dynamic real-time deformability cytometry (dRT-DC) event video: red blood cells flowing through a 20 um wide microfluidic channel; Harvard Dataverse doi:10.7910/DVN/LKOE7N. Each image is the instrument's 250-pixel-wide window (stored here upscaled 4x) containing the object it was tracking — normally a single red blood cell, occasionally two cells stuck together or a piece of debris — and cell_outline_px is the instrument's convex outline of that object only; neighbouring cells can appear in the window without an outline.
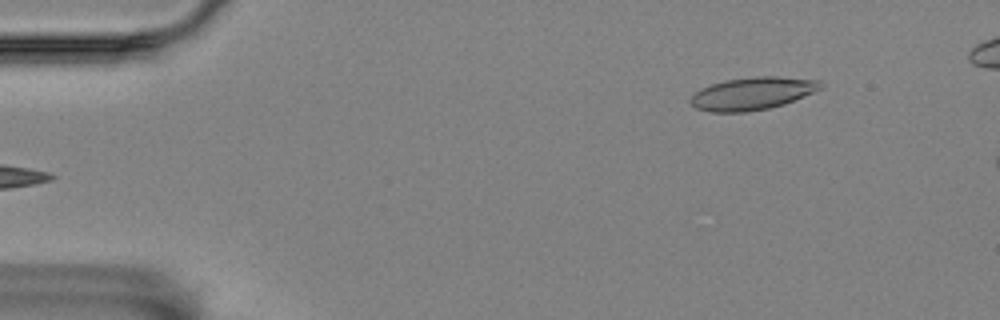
{"species": "Egyptian fruit bat (a non-hibernating species)", "species_latin": "Rousettus aegyptiacus", "temperature_condition": "room temperature", "stored_images_in_passage": 5, "camera_frame_rate_fps": 3000, "um_per_image_px": 0.085, "animal": {"sex": "female"}, "frame": {"image": 1, "passage_image": 5, "time_ms": 1.333, "image_size_px": [1000, 320], "cell_outline_px": [[824, 84], [820, 88], [812, 92], [784, 104], [768, 108], [748, 112], [712, 112], [696, 108], [688, 100], [700, 88], [724, 80], [752, 76], [776, 76], [820, 80]], "centroid_in_image_um": [63.93, 7.94], "position_along_channel_um": 21.1, "area_um2": 24.68}}